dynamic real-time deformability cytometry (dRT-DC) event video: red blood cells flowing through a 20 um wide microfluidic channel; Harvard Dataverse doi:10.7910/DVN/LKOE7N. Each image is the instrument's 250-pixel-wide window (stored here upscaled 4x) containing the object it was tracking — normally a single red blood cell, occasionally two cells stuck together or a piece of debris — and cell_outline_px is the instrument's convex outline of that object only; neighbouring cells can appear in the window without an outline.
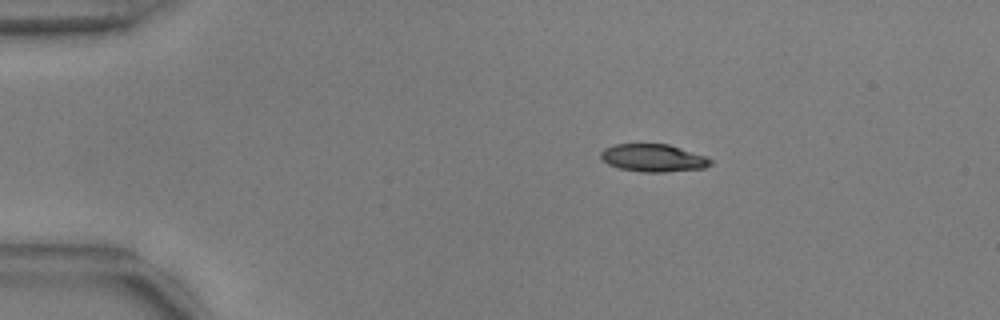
{"species": "common noctule bat (a hibernating species)", "species_latin": "Nyctalus noctula", "temperature_condition": "warm", "stored_images_in_passage": 45, "camera_frame_rate_fps": 3000, "um_per_image_px": 0.085, "animal": {"sex": "male", "body_mass_g": 17.9, "forearm_length_mm": 54.2}, "frame": {"image": 1, "passage_image": 1, "time_ms": 0.0, "image_size_px": [1000, 320], "cell_outline_px": [[712, 164], [704, 168], [664, 172], [640, 172], [620, 168], [608, 164], [600, 156], [600, 152], [604, 148], [616, 144], [668, 144], [704, 156], [712, 160]], "centroid_in_image_um": [55.51, 13.43], "position_along_channel_um": 29.5, "area_um2": 17.51}}
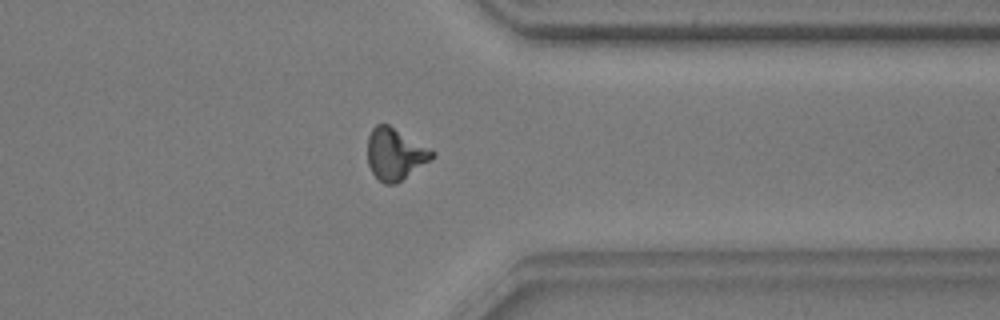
{"frame": {"image": 2, "passage_image": 34, "time_ms": 11.0, "image_size_px": [1000, 320], "cell_outline_px": [[436, 156], [396, 184], [384, 184], [372, 172], [368, 164], [368, 136], [372, 128], [376, 124], [388, 124], [432, 148], [436, 152]], "centroid_in_image_um": [33.61, 13.08], "position_along_channel_um": 377.8, "area_um2": 19.59}}
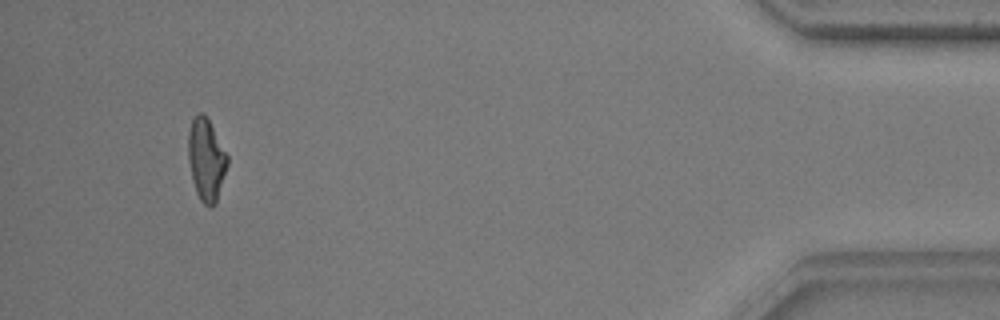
{"frame": {"image": 3, "passage_image": 42, "time_ms": 13.667, "image_size_px": [1000, 320], "cell_outline_px": [[228, 164], [216, 204], [212, 208], [208, 208], [200, 200], [196, 192], [192, 180], [188, 160], [188, 132], [192, 120], [196, 112], [204, 112], [228, 156]], "centroid_in_image_um": [17.52, 13.59], "position_along_channel_um": 417.7, "area_um2": 18.96}, "authors_computed_cell_mechanics": {"area_um2": 18.5538, "velocity_mm_per_s": 3.772, "shape_relaxation_time_tau1_ms": 4.974, "shape_relaxation_time_tau2_ms": 2.3072, "deformation_change_tau1": 0.2064, "deformation_change_tau2": 0.0956}}